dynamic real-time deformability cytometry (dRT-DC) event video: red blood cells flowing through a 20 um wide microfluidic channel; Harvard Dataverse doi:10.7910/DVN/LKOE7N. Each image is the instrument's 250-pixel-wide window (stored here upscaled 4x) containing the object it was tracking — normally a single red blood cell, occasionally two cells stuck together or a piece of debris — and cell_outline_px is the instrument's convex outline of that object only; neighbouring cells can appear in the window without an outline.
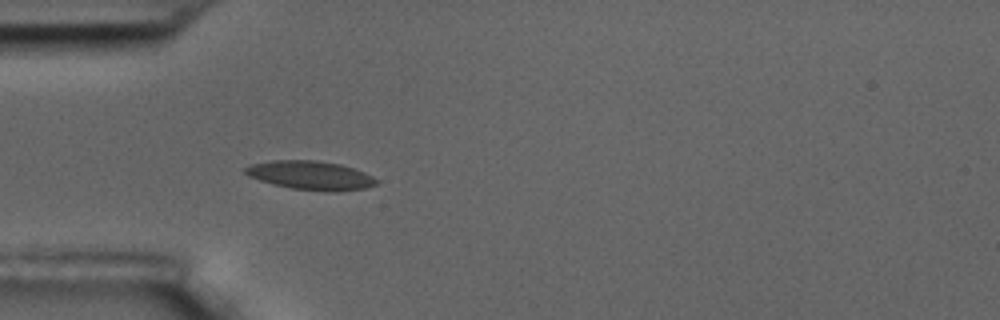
{"species": "common noctule bat (a hibernating species)", "species_latin": "Nyctalus noctula", "temperature_condition": "room temperature", "stored_images_in_passage": 5, "camera_frame_rate_fps": 3000, "um_per_image_px": 0.085, "animal": {"sex": "male", "body_mass_g": 17.5, "forearm_length_mm": 52.3}, "frame": {"image": 1, "passage_image": 5, "time_ms": 1.333, "image_size_px": [1000, 320], "cell_outline_px": [[380, 180], [376, 184], [364, 188], [292, 188], [272, 184], [248, 176], [244, 172], [244, 168], [252, 164], [272, 160], [316, 160], [340, 164], [364, 172]], "centroid_in_image_um": [26.32, 14.84], "position_along_channel_um": 58.7, "area_um2": 20.87}}